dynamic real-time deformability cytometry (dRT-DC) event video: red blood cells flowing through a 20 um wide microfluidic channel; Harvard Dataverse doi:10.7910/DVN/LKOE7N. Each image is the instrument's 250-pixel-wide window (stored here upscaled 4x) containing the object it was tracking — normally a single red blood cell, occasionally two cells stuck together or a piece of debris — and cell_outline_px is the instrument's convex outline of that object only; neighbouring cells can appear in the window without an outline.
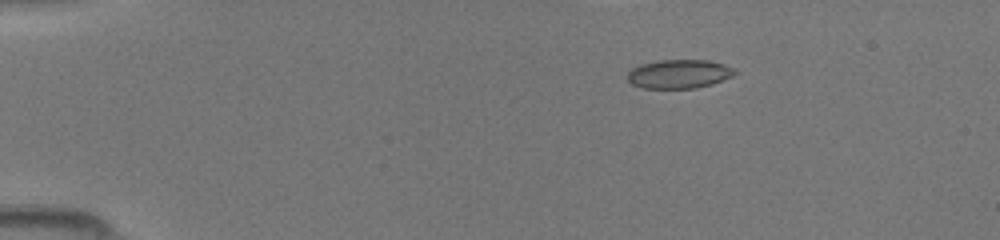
{"species": "common noctule bat (a hibernating species)", "species_latin": "Nyctalus noctula", "temperature_condition": "room temperature", "stored_images_in_passage": 43, "camera_frame_rate_fps": 3000, "um_per_image_px": 0.085, "animal": {"sex": "female", "body_mass_g": 19.5, "forearm_length_mm": 54.1}, "frame": {"image": 1, "passage_image": 9, "time_ms": 2.667, "image_size_px": [1000, 240], "cell_outline_px": [[740, 72], [732, 76], [712, 84], [696, 88], [644, 88], [632, 84], [628, 80], [628, 72], [632, 68], [640, 64], [656, 60], [708, 60], [724, 64], [736, 68]], "centroid_in_image_um": [57.76, 6.27], "position_along_channel_um": 27.2, "area_um2": 18.21}}